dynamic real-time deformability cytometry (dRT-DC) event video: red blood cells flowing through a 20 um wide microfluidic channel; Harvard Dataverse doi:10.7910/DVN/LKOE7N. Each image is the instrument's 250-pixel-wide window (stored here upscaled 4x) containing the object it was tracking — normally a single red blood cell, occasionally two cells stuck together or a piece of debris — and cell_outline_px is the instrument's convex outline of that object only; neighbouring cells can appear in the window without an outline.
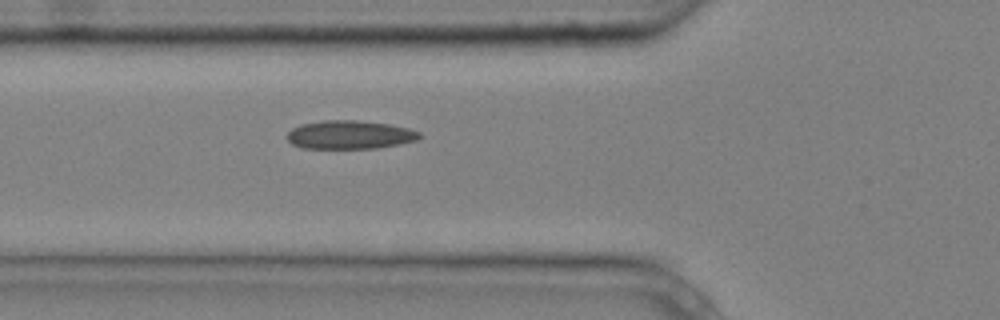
{"species": "common noctule bat (a hibernating species)", "species_latin": "Nyctalus noctula", "temperature_condition": "cold", "stored_images_in_passage": 3, "segment_of_instrument_passage": [1, 2], "camera_frame_rate_fps": 3000, "um_per_image_px": 0.085, "animal": {"sex": "male", "body_mass_g": 20.4}, "frame": {"image": 1, "passage_image": 2, "time_ms": 0.333, "image_size_px": [1000, 320], "cell_outline_px": [[424, 136], [416, 140], [400, 144], [376, 148], [300, 148], [292, 144], [288, 140], [288, 132], [292, 128], [300, 124], [324, 120], [360, 120], [388, 124], [408, 128], [420, 132]], "centroid_in_image_um": [29.74, 11.45], "position_along_channel_um": 96.1, "area_um2": 22.08}}